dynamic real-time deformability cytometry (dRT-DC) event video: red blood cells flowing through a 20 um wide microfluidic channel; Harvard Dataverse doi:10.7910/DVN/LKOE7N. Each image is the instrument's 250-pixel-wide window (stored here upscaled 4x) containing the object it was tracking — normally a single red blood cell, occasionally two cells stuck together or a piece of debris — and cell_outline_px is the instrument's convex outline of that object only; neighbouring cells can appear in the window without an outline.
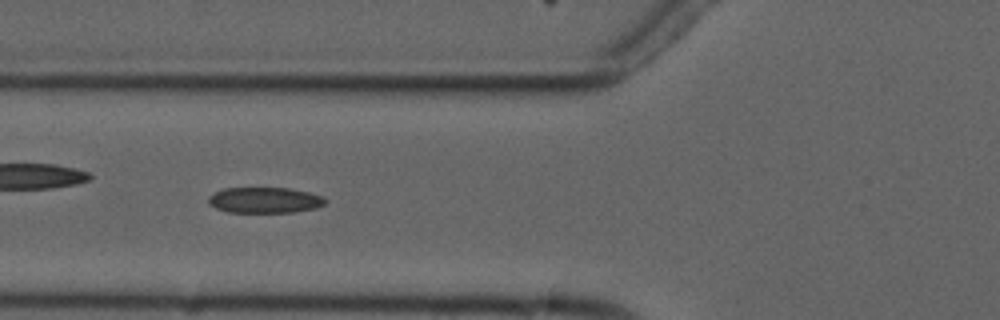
{"species": "common noctule bat (a hibernating species)", "species_latin": "Nyctalus noctula", "temperature_condition": "cold", "stored_images_in_passage": 9, "camera_frame_rate_fps": 3000, "um_per_image_px": 0.085, "animal": {"sex": "male", "forearm_length_mm": 52.5}, "frame": {"image": 1, "passage_image": 6, "time_ms": 5.667, "image_size_px": [1000, 320], "cell_outline_px": [[328, 200], [324, 204], [316, 208], [292, 212], [228, 212], [216, 208], [208, 204], [208, 196], [224, 188], [288, 188], [308, 192], [324, 196]], "centroid_in_image_um": [22.51, 17.01], "position_along_channel_um": 103.3, "area_um2": 17.57}}
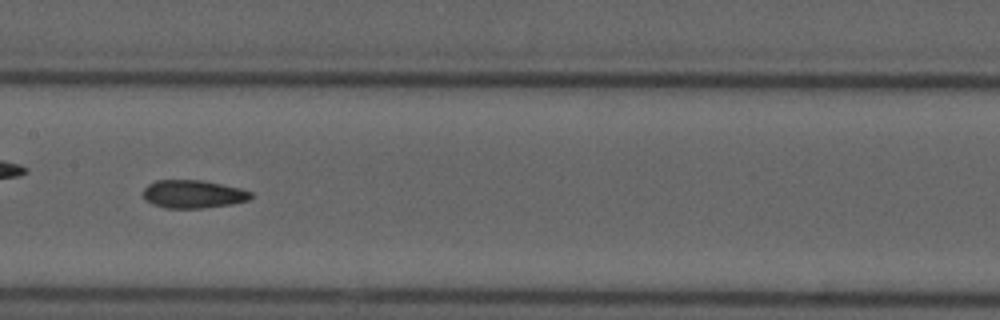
{"frame": {"image": 2, "passage_image": 8, "time_ms": 8.0, "image_size_px": [1000, 320], "cell_outline_px": [[252, 196], [248, 200], [232, 204], [204, 208], [164, 208], [152, 204], [144, 200], [144, 188], [148, 184], [156, 180], [200, 180], [240, 188], [252, 192]], "centroid_in_image_um": [16.39, 16.5], "position_along_channel_um": 191.0, "area_um2": 17.63}}
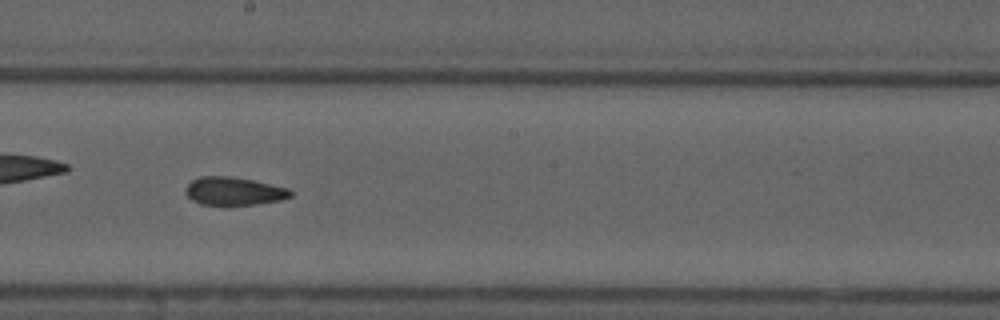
{"frame": {"image": 3, "passage_image": 9, "time_ms": 9.0, "image_size_px": [1000, 320], "cell_outline_px": [[296, 192], [292, 196], [280, 200], [256, 204], [200, 204], [192, 200], [184, 192], [188, 184], [192, 180], [200, 176], [232, 176], [252, 180], [288, 188]], "centroid_in_image_um": [19.9, 16.23], "position_along_channel_um": 228.3, "area_um2": 17.11}}